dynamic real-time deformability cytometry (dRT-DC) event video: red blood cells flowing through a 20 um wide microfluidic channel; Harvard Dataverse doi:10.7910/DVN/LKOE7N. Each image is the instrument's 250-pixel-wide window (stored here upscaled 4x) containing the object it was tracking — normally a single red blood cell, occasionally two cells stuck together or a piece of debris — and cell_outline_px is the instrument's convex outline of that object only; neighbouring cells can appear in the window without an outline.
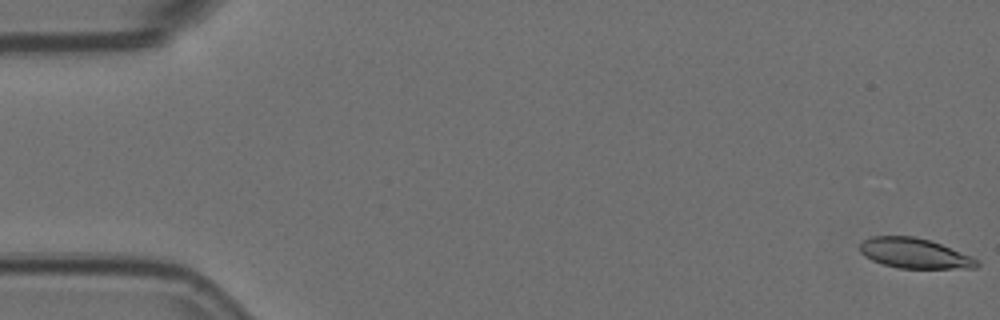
{"species": "Egyptian fruit bat (a non-hibernating species)", "species_latin": "Rousettus aegyptiacus", "temperature_condition": "room temperature", "stored_images_in_passage": 14, "camera_frame_rate_fps": 3000, "um_per_image_px": 0.085, "animal": {"sex": "female"}, "frame": {"image": 1, "passage_image": 1, "time_ms": 0.0, "image_size_px": [1000, 320], "cell_outline_px": [[980, 264], [976, 268], [900, 268], [884, 264], [872, 260], [864, 256], [860, 252], [860, 240], [872, 236], [916, 236], [932, 240], [972, 256]], "centroid_in_image_um": [77.72, 21.51], "position_along_channel_um": 7.3, "area_um2": 20.69}}